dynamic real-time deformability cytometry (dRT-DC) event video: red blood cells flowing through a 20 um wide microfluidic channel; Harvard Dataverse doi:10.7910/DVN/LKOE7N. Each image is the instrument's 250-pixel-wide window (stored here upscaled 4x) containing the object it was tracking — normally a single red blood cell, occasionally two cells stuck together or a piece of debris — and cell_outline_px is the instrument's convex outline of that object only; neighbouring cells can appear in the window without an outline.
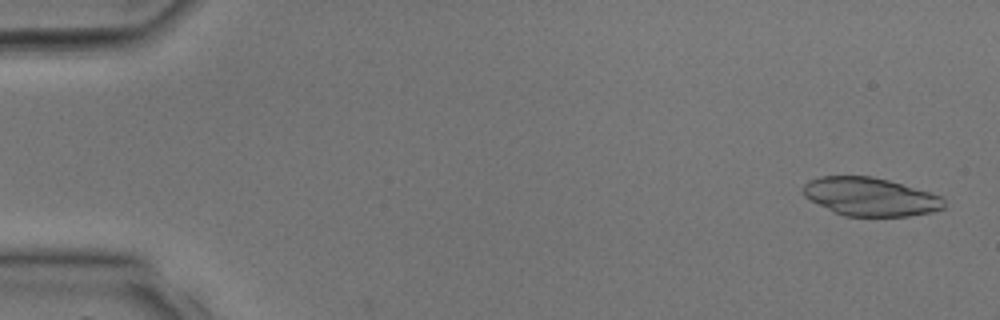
{"species": "common noctule bat (a hibernating species)", "species_latin": "Nyctalus noctula", "temperature_condition": "room temperature", "stored_images_in_passage": 3, "camera_frame_rate_fps": 3000, "um_per_image_px": 0.085, "animal": {"sex": "male", "body_mass_g": 17.9, "forearm_length_mm": 54.2}, "frame": {"image": 1, "passage_image": 2, "time_ms": 0.333, "image_size_px": [1000, 320], "cell_outline_px": [[944, 208], [932, 212], [908, 216], [844, 216], [832, 212], [804, 196], [800, 192], [800, 188], [808, 180], [820, 176], [872, 176], [888, 180], [928, 192], [940, 196], [944, 200]], "centroid_in_image_um": [73.9, 16.72], "position_along_channel_um": 11.1, "area_um2": 31.56}}